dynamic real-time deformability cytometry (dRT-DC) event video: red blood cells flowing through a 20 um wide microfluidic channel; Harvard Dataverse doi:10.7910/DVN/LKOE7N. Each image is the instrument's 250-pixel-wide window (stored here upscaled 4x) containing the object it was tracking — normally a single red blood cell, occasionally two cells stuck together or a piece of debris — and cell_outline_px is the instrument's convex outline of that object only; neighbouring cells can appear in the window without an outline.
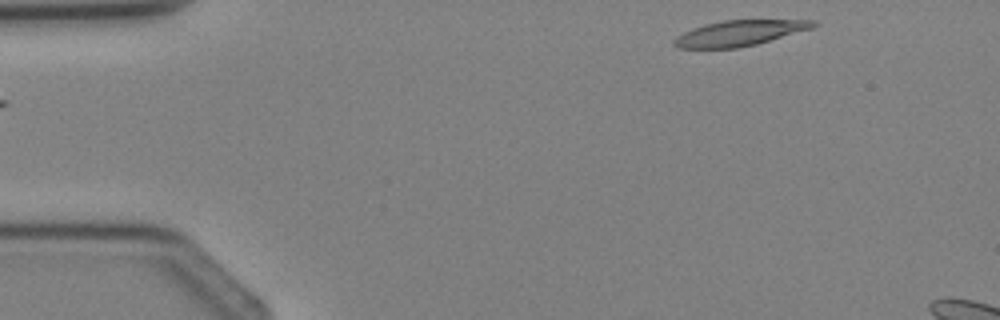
{"species": "Egyptian fruit bat (a non-hibernating species)", "species_latin": "Rousettus aegyptiacus", "temperature_condition": "cold", "stored_images_in_passage": 3, "camera_frame_rate_fps": 3000, "um_per_image_px": 0.085, "animal": {"sex": "female"}, "frame": {"image": 1, "passage_image": 1, "time_ms": 0.0, "image_size_px": [1000, 320], "cell_outline_px": [[820, 24], [812, 28], [756, 44], [736, 48], [676, 48], [672, 44], [672, 40], [676, 36], [692, 28], [704, 24], [724, 20], [816, 20]], "centroid_in_image_um": [62.82, 2.81], "position_along_channel_um": 22.2, "area_um2": 20.69}}